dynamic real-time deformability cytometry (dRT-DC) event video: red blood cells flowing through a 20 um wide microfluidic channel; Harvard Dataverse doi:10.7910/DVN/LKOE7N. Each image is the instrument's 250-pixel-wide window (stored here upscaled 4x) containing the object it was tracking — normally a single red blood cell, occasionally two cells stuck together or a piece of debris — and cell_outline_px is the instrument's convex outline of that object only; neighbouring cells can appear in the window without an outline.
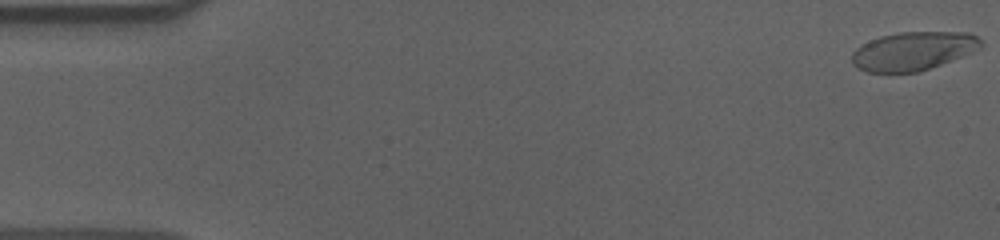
{"species": "human", "species_latin": "Homo sapiens", "temperature_condition": "cold", "stored_images_in_passage": 57, "camera_frame_rate_fps": 3000, "um_per_image_px": 0.085, "donor": {"sex": "male"}, "frame": {"image": 1, "passage_image": 1, "time_ms": 0.0, "image_size_px": [1000, 240], "cell_outline_px": [[984, 44], [980, 48], [972, 52], [940, 64], [916, 72], [868, 72], [856, 68], [852, 64], [852, 52], [856, 48], [880, 36], [900, 32], [968, 32], [976, 36]], "centroid_in_image_um": [77.61, 4.33], "position_along_channel_um": 7.4, "area_um2": 28.73}}
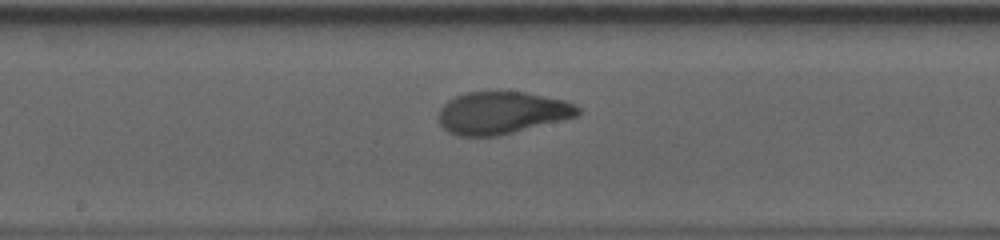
{"frame": {"image": 2, "passage_image": 30, "time_ms": 9.667, "image_size_px": [1000, 240], "cell_outline_px": [[580, 112], [576, 116], [496, 136], [456, 136], [448, 132], [440, 124], [440, 108], [448, 100], [456, 96], [468, 92], [524, 92], [564, 100], [580, 108]], "centroid_in_image_um": [42.61, 9.59], "position_along_channel_um": 205.6, "area_um2": 33.76}}
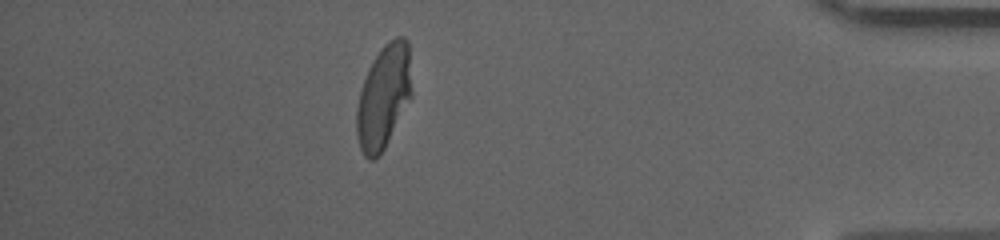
{"frame": {"image": 3, "passage_image": 50, "time_ms": 16.333, "image_size_px": [1000, 240], "cell_outline_px": [[412, 96], [380, 156], [372, 160], [368, 160], [364, 156], [360, 148], [356, 132], [356, 108], [360, 92], [368, 68], [380, 48], [388, 40], [396, 36], [404, 36], [408, 40], [412, 92]], "centroid_in_image_um": [32.61, 8.21], "position_along_channel_um": 402.6, "area_um2": 33.52}, "authors_computed_cell_mechanics": {"area_um2": 33.5818, "velocity_mm_per_s": 3.6135, "shape_relaxation_time_tau1_ms": 5.1352, "shape_relaxation_time_tau2_ms": 1.0396, "deformation_change_tau1": 0.2007, "deformation_change_tau2": 0.0652}}